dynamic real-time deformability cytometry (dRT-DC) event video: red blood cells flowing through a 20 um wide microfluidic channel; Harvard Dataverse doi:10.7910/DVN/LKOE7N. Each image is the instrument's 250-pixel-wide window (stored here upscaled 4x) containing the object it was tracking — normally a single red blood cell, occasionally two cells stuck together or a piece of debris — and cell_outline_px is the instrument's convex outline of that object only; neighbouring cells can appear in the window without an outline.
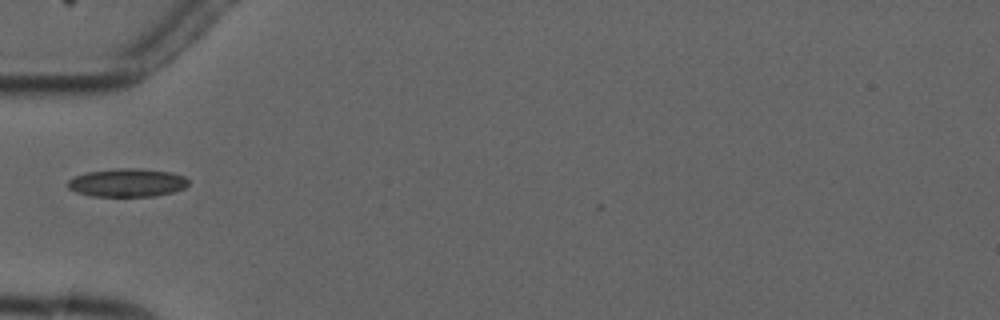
{"species": "common noctule bat (a hibernating species)", "species_latin": "Nyctalus noctula", "temperature_condition": "cold", "stored_images_in_passage": 1, "camera_frame_rate_fps": 3000, "um_per_image_px": 0.085, "animal": {"sex": "male", "forearm_length_mm": 52.5}, "frame": {"image": 1, "passage_image": 1, "time_ms": 0.0, "image_size_px": [1000, 320], "cell_outline_px": [[188, 184], [184, 188], [172, 192], [156, 196], [92, 196], [76, 192], [68, 188], [68, 180], [76, 176], [88, 172], [120, 168], [140, 168], [172, 172], [184, 176], [188, 180]], "centroid_in_image_um": [10.84, 15.53], "position_along_channel_um": 74.2, "area_um2": 19.83}}